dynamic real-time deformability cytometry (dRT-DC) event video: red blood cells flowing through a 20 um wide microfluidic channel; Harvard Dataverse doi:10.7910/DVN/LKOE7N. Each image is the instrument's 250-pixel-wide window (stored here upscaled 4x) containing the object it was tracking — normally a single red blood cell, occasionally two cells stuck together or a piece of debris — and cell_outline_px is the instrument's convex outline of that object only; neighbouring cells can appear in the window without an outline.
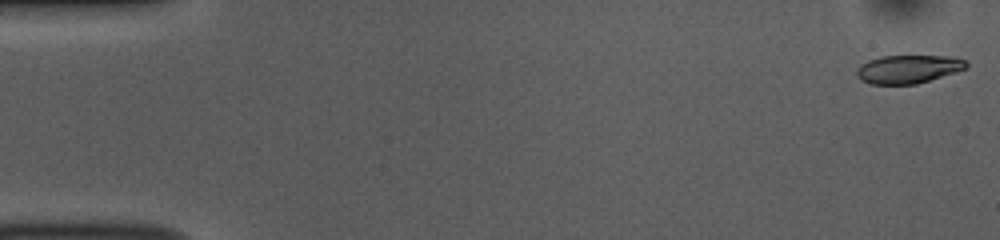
{"species": "common noctule bat (a hibernating species)", "species_latin": "Nyctalus noctula", "temperature_condition": "room temperature", "stored_images_in_passage": 53, "camera_frame_rate_fps": 3000, "um_per_image_px": 0.085, "animal": {"sex": "female", "body_mass_g": 10.0, "forearm_length_mm": 53.1}, "frame": {"image": 1, "passage_image": 1, "time_ms": 0.0, "image_size_px": [1000, 240], "cell_outline_px": [[968, 68], [916, 84], [872, 84], [860, 80], [856, 76], [856, 72], [860, 64], [868, 60], [880, 56], [948, 56], [964, 60], [968, 64]], "centroid_in_image_um": [77.16, 5.87], "position_along_channel_um": 7.8, "area_um2": 18.03}}
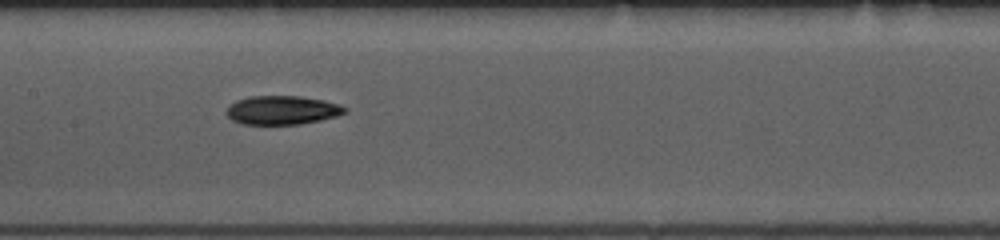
{"frame": {"image": 2, "passage_image": 26, "time_ms": 8.333, "image_size_px": [1000, 240], "cell_outline_px": [[348, 112], [336, 116], [320, 120], [300, 124], [244, 124], [232, 120], [224, 112], [228, 104], [236, 100], [248, 96], [300, 96], [324, 100], [340, 104], [348, 108]], "centroid_in_image_um": [23.97, 9.35], "position_along_channel_um": 183.4, "area_um2": 20.11}}
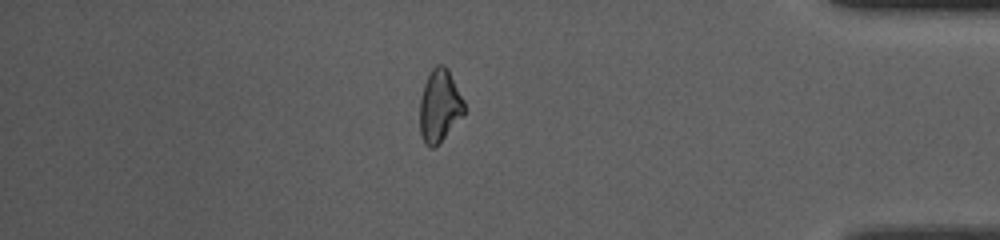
{"frame": {"image": 3, "passage_image": 46, "time_ms": 15.0, "image_size_px": [1000, 240], "cell_outline_px": [[464, 116], [432, 148], [428, 148], [424, 144], [420, 136], [420, 100], [424, 84], [432, 68], [436, 64], [444, 64], [448, 68], [464, 100]], "centroid_in_image_um": [37.36, 8.98], "position_along_channel_um": 397.8, "area_um2": 18.79}, "authors_computed_cell_mechanics": {"area_um2": 19.7098, "velocity_mm_per_s": 3.7248, "shape_relaxation_time_tau1_ms": 3.2561, "shape_relaxation_time_tau2_ms": 7.9314, "deformation_change_tau1": 0.138, "deformation_change_tau2": 0.1425}}